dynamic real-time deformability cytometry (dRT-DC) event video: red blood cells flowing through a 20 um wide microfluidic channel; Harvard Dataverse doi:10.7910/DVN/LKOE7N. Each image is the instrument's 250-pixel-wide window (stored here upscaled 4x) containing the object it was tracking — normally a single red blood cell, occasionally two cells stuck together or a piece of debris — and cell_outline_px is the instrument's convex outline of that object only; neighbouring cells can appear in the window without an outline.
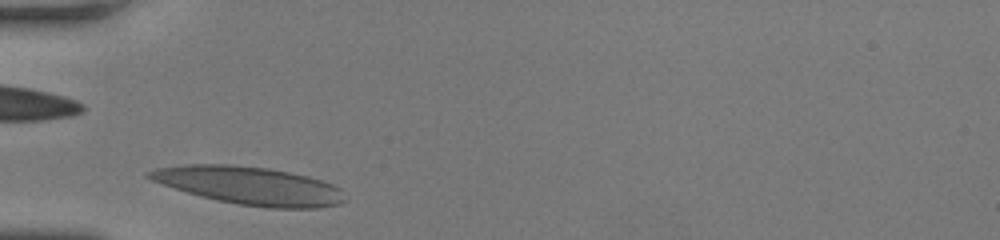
{"species": "human", "species_latin": "Homo sapiens", "temperature_condition": "room temperature", "stored_images_in_passage": 7, "camera_frame_rate_fps": 3000, "um_per_image_px": 0.085, "donor": {"sex": "female"}, "frame": {"image": 1, "passage_image": 1, "time_ms": 0.0, "image_size_px": [1000, 240], "cell_outline_px": [[348, 200], [340, 204], [320, 208], [268, 208], [240, 204], [200, 196], [160, 184], [144, 176], [144, 172], [156, 168], [180, 164], [228, 164], [268, 168], [308, 176], [332, 184], [340, 188], [348, 196]], "centroid_in_image_um": [21.21, 15.77], "position_along_channel_um": 63.8, "area_um2": 43.64}}
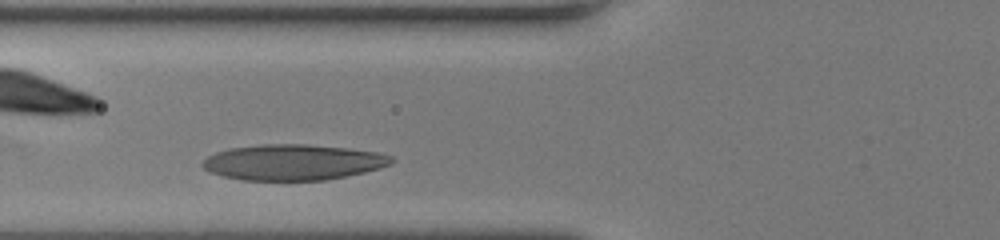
{"frame": {"image": 2, "passage_image": 5, "time_ms": 1.333, "image_size_px": [1000, 240], "cell_outline_px": [[396, 160], [392, 164], [380, 168], [364, 172], [324, 180], [244, 180], [224, 176], [208, 172], [200, 164], [208, 156], [216, 152], [228, 148], [260, 144], [308, 144], [348, 148], [380, 152], [392, 156]], "centroid_in_image_um": [24.93, 13.78], "position_along_channel_um": 100.9, "area_um2": 39.54}}